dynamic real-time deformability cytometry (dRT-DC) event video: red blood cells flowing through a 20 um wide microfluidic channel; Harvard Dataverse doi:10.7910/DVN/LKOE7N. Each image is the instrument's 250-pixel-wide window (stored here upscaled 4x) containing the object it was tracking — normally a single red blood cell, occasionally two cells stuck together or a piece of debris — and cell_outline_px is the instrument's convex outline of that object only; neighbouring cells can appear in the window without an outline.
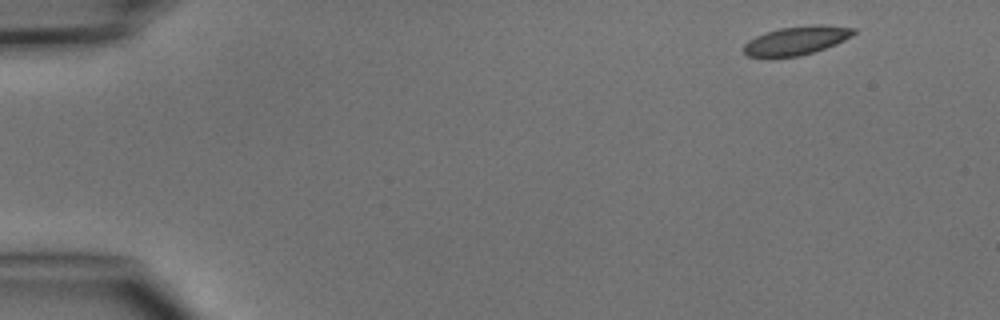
{"species": "common noctule bat (a hibernating species)", "species_latin": "Nyctalus noctula", "temperature_condition": "cold", "stored_images_in_passage": 2, "camera_frame_rate_fps": 3000, "um_per_image_px": 0.085, "animal": {"sex": "male", "body_mass_g": 15.6}, "frame": {"image": 1, "passage_image": 1, "time_ms": 0.0, "image_size_px": [1000, 320], "cell_outline_px": [[856, 32], [852, 36], [836, 44], [800, 56], [748, 56], [744, 52], [744, 44], [748, 40], [756, 36], [780, 28], [808, 24], [824, 24], [856, 28]], "centroid_in_image_um": [67.75, 3.41], "position_along_channel_um": 17.3, "area_um2": 18.21}}